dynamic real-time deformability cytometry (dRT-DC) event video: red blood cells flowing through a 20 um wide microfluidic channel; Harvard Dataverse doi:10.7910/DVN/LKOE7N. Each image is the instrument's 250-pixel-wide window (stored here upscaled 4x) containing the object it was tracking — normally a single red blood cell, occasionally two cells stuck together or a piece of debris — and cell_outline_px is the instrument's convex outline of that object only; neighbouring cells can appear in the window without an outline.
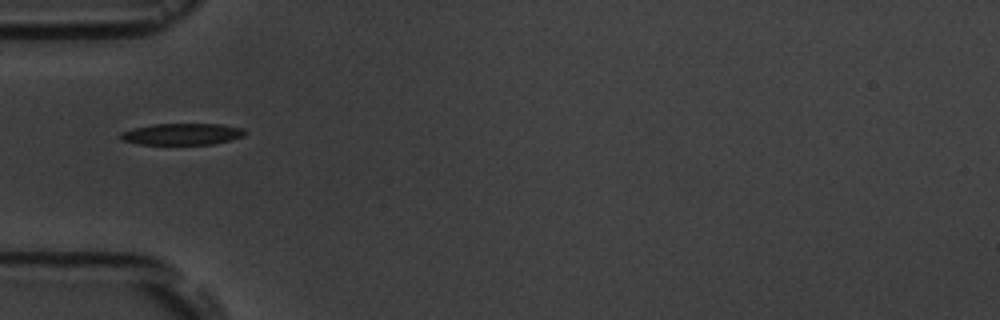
{"species": "common noctule bat (a hibernating species)", "species_latin": "Nyctalus noctula", "temperature_condition": "room temperature", "stored_images_in_passage": 17, "camera_frame_rate_fps": 3000, "um_per_image_px": 0.085, "animal": {"sex": "male", "body_mass_g": 19.5, "forearm_length_mm": 54.6}, "frame": {"image": 1, "passage_image": 6, "time_ms": 5.667, "image_size_px": [1000, 320], "cell_outline_px": [[248, 132], [244, 136], [232, 140], [212, 144], [140, 144], [120, 140], [120, 132], [152, 124], [220, 124], [244, 128]], "centroid_in_image_um": [15.52, 11.4], "position_along_channel_um": 69.5, "area_um2": 15.66}}
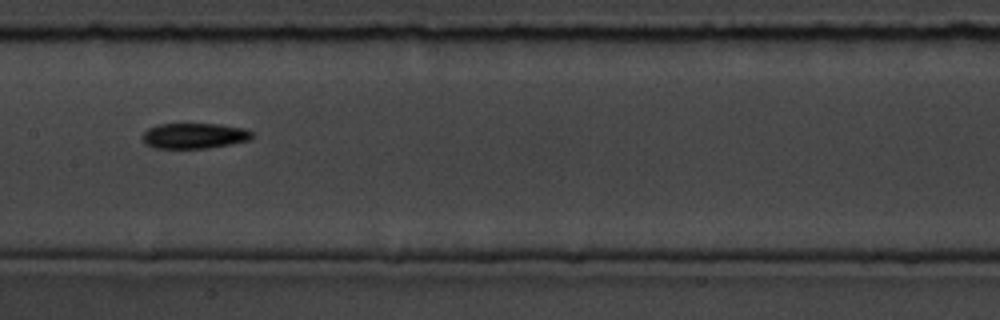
{"frame": {"image": 2, "passage_image": 9, "time_ms": 9.0, "image_size_px": [1000, 320], "cell_outline_px": [[252, 140], [232, 144], [208, 148], [156, 148], [144, 144], [140, 136], [148, 128], [160, 124], [220, 124], [244, 128], [252, 132]], "centroid_in_image_um": [16.51, 11.55], "position_along_channel_um": 190.9, "area_um2": 16.47}}
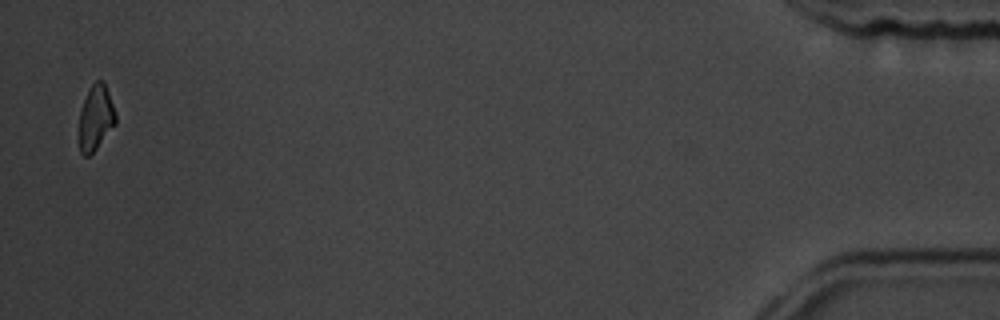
{"frame": {"image": 3, "passage_image": 17, "time_ms": 18.0, "image_size_px": [1000, 320], "cell_outline_px": [[116, 124], [96, 148], [88, 156], [84, 156], [80, 152], [80, 108], [88, 88], [96, 80], [104, 80], [116, 112]], "centroid_in_image_um": [8.15, 9.95], "position_along_channel_um": 427.0, "area_um2": 13.93}}